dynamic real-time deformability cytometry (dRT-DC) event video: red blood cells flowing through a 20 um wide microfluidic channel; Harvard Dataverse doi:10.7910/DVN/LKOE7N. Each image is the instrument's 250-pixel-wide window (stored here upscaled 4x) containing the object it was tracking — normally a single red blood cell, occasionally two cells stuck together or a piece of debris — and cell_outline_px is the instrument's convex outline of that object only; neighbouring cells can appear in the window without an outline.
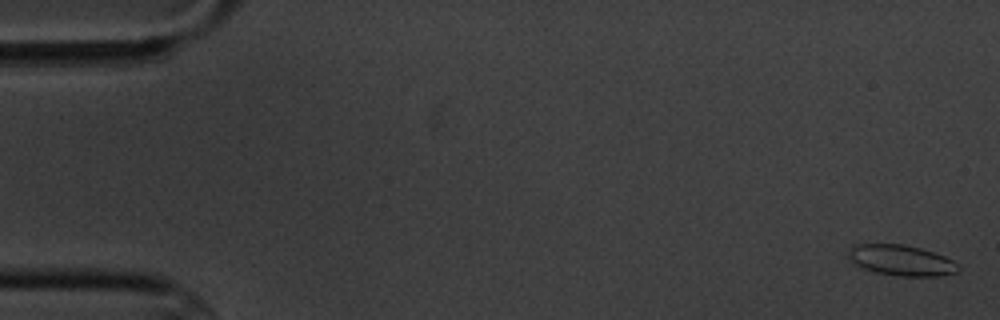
{"species": "common noctule bat (a hibernating species)", "species_latin": "Nyctalus noctula", "temperature_condition": "cold", "stored_images_in_passage": 5, "camera_frame_rate_fps": 3000, "um_per_image_px": 0.085, "animal": {"sex": "male", "body_mass_g": 20.1, "forearm_length_mm": 53.5}, "frame": {"image": 1, "passage_image": 1, "time_ms": 0.0, "image_size_px": [1000, 320], "cell_outline_px": [[960, 272], [940, 276], [900, 276], [876, 272], [864, 268], [856, 264], [848, 256], [852, 248], [856, 244], [904, 244], [920, 248], [944, 256], [952, 260], [960, 268]], "centroid_in_image_um": [76.66, 22.13], "position_along_channel_um": 8.3, "area_um2": 19.36}}
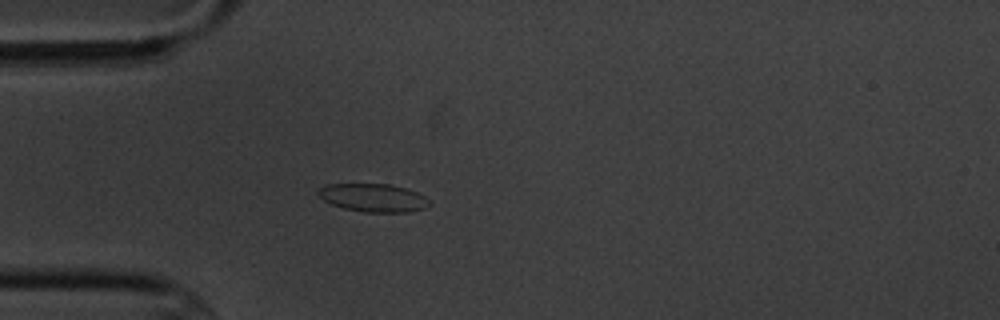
{"frame": {"image": 2, "passage_image": 5, "time_ms": 5.0, "image_size_px": [1000, 320], "cell_outline_px": [[432, 204], [424, 208], [408, 212], [364, 212], [344, 208], [332, 204], [324, 200], [316, 192], [316, 188], [328, 184], [388, 184], [404, 188], [416, 192], [424, 196]], "centroid_in_image_um": [31.7, 16.81], "position_along_channel_um": 53.3, "area_um2": 18.15}}